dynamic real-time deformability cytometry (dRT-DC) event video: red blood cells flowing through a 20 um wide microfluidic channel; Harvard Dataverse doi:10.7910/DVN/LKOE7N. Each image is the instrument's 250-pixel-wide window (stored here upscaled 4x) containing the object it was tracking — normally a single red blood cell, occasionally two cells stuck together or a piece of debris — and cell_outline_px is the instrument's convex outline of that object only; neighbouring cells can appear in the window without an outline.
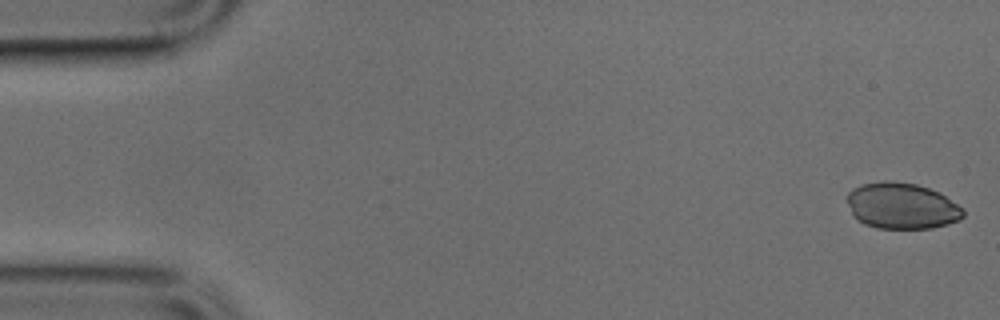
{"species": "common noctule bat (a hibernating species)", "species_latin": "Nyctalus noctula", "temperature_condition": "cold", "stored_images_in_passage": 48, "camera_frame_rate_fps": 3000, "um_per_image_px": 0.085, "animal": {"sex": "male", "body_mass_g": 17.9, "forearm_length_mm": 54.2}, "frame": {"image": 1, "passage_image": 1, "time_ms": 0.0, "image_size_px": [1000, 320], "cell_outline_px": [[964, 216], [960, 220], [948, 224], [932, 228], [876, 228], [864, 224], [852, 212], [848, 204], [848, 192], [852, 188], [864, 184], [884, 180], [892, 180], [916, 184], [940, 192], [964, 208]], "centroid_in_image_um": [76.7, 17.49], "position_along_channel_um": 8.3, "area_um2": 31.27}}
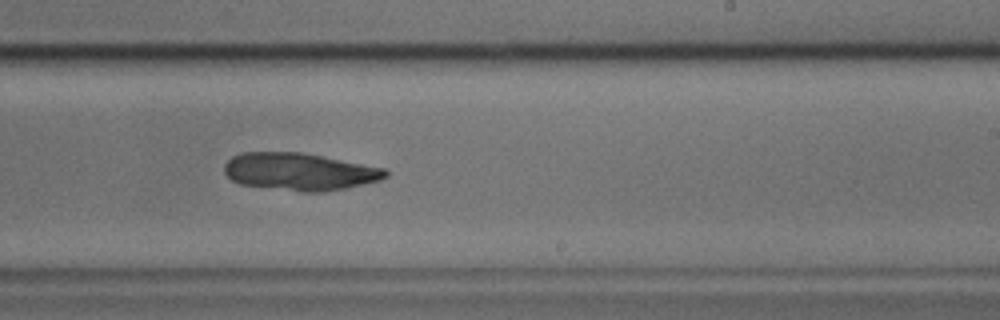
{"frame": {"image": 2, "passage_image": 29, "time_ms": 9.333, "image_size_px": [1000, 320], "cell_outline_px": [[388, 176], [380, 180], [344, 188], [320, 192], [300, 192], [240, 184], [232, 180], [224, 172], [224, 164], [232, 156], [240, 152], [300, 152], [384, 168], [388, 172]], "centroid_in_image_um": [25.42, 14.59], "position_along_channel_um": 263.6, "area_um2": 34.97}}
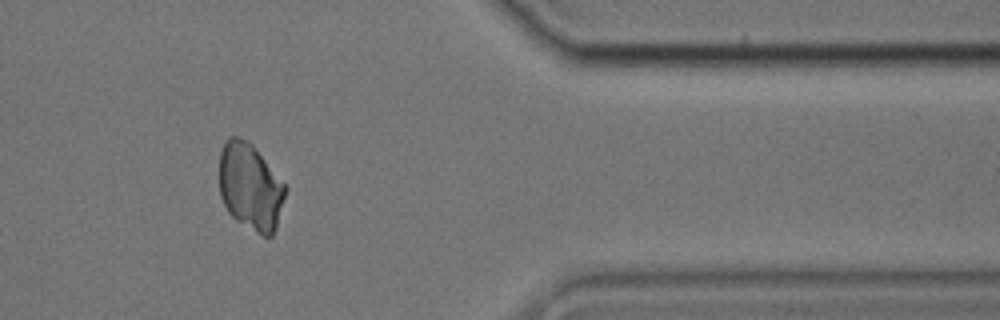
{"frame": {"image": 3, "passage_image": 40, "time_ms": 13.0, "image_size_px": [1000, 320], "cell_outline_px": [[288, 188], [276, 228], [272, 236], [264, 236], [236, 220], [228, 212], [220, 196], [220, 152], [228, 136], [236, 136], [248, 140], [252, 144]], "centroid_in_image_um": [21.28, 15.87], "position_along_channel_um": 390.1, "area_um2": 33.35}}